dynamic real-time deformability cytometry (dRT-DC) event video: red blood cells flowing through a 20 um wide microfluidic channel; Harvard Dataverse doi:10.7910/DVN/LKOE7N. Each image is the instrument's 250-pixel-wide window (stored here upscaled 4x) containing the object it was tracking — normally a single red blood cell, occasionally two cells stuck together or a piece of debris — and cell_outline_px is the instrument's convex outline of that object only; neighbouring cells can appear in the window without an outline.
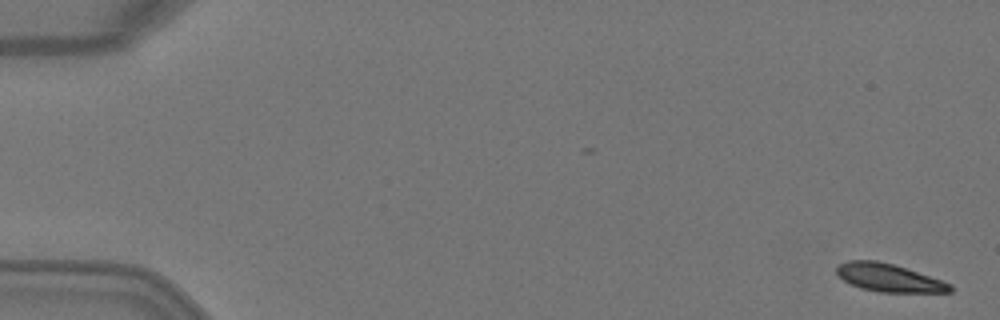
{"species": "Egyptian fruit bat (a non-hibernating species)", "species_latin": "Rousettus aegyptiacus", "temperature_condition": "warm", "stored_images_in_passage": 5, "camera_frame_rate_fps": 3000, "um_per_image_px": 0.085, "animal": {"sex": "female"}, "frame": {"image": 1, "passage_image": 1, "time_ms": 0.0, "image_size_px": [1000, 320], "cell_outline_px": [[952, 292], [880, 292], [860, 288], [844, 280], [836, 272], [836, 268], [840, 264], [848, 260], [876, 260], [892, 264], [952, 284]], "centroid_in_image_um": [75.53, 23.61], "position_along_channel_um": 9.5, "area_um2": 18.09}}
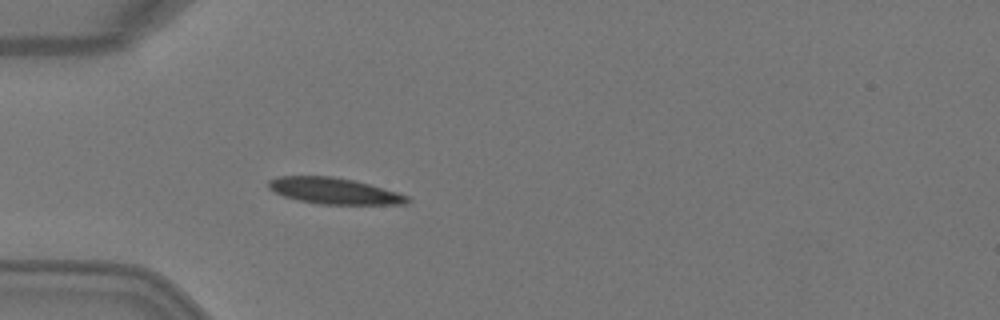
{"frame": {"image": 2, "passage_image": 5, "time_ms": 1.333, "image_size_px": [1000, 320], "cell_outline_px": [[412, 200], [408, 204], [320, 204], [296, 200], [284, 196], [268, 188], [268, 180], [280, 176], [332, 176], [352, 180], [368, 184], [396, 192], [408, 196]], "centroid_in_image_um": [28.39, 16.23], "position_along_channel_um": 56.6, "area_um2": 21.04}}